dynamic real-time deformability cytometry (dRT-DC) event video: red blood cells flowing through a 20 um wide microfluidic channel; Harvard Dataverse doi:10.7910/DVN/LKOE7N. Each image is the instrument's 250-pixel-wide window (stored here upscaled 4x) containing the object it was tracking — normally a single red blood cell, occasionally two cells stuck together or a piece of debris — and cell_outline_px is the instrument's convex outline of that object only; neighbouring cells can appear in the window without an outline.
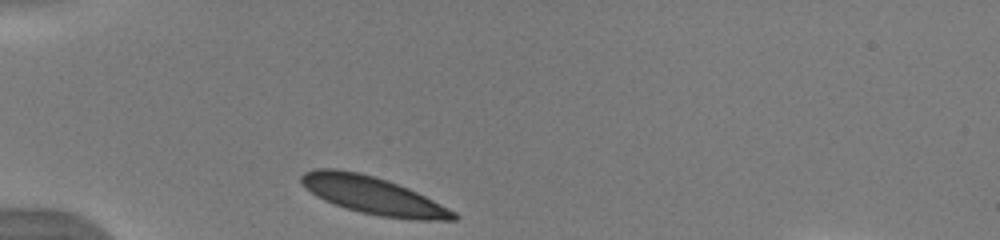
{"species": "human", "species_latin": "Homo sapiens", "temperature_condition": "warm", "stored_images_in_passage": 32, "camera_frame_rate_fps": 3000, "um_per_image_px": 0.085, "donor": {"sex": "male"}, "frame": {"image": 1, "passage_image": 1, "time_ms": 0.0, "image_size_px": [1000, 240], "cell_outline_px": [[460, 216], [456, 220], [412, 220], [380, 216], [360, 212], [324, 200], [316, 196], [300, 180], [300, 176], [304, 172], [316, 168], [336, 168], [360, 172], [388, 180], [408, 188], [456, 212]], "centroid_in_image_um": [31.73, 16.6], "position_along_channel_um": 53.3, "area_um2": 33.06}}
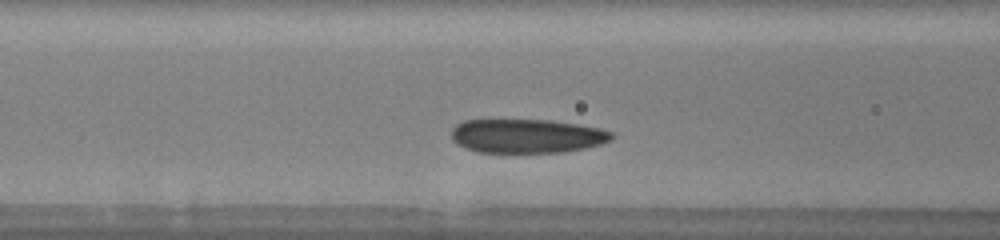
{"frame": {"image": 2, "passage_image": 8, "time_ms": 2.333, "image_size_px": [1000, 240], "cell_outline_px": [[616, 136], [612, 140], [600, 144], [584, 148], [564, 152], [480, 152], [464, 148], [456, 144], [452, 140], [452, 128], [456, 124], [464, 120], [548, 120], [576, 124], [600, 128], [612, 132]], "centroid_in_image_um": [44.78, 11.56], "position_along_channel_um": 121.8, "area_um2": 31.79}}
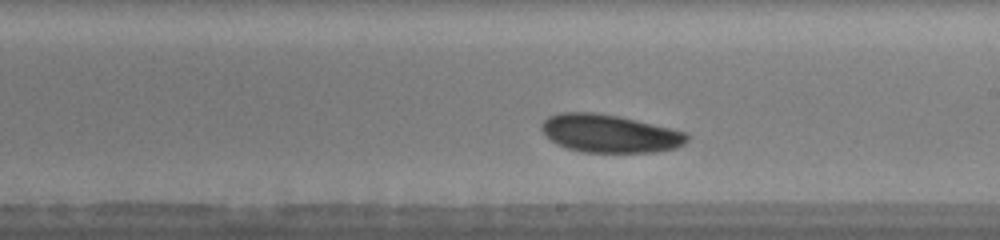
{"frame": {"image": 3, "passage_image": 17, "time_ms": 5.333, "image_size_px": [1000, 240], "cell_outline_px": [[688, 140], [684, 144], [676, 148], [656, 152], [584, 152], [568, 148], [556, 144], [540, 128], [540, 124], [548, 116], [560, 112], [592, 112], [616, 116], [636, 120], [688, 132]], "centroid_in_image_um": [51.83, 11.35], "position_along_channel_um": 237.2, "area_um2": 32.14}, "authors_computed_cell_mechanics": {"area_um2": 31.7611, "velocity_mm_per_s": 3.8537, "shape_relaxation_time_tau1_ms": 2.7566, "shape_relaxation_time_tau2_ms": null, "deformation_change_tau1": 0.0786, "deformation_change_tau2": null}}